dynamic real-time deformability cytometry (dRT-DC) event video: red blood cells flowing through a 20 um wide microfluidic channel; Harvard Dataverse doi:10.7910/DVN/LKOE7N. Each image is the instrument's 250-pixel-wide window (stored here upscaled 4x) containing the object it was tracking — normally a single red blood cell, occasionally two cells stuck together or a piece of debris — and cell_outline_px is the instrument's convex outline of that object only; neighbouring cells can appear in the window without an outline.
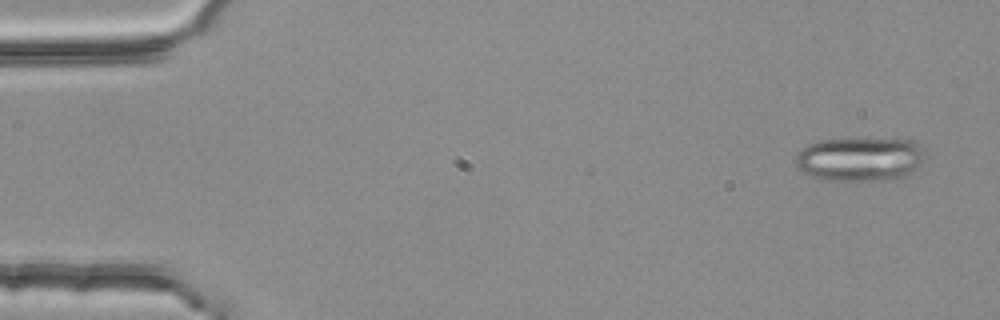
{"species": "common noctule bat (a hibernating species)", "species_latin": "Nyctalus noctula", "temperature_condition": "room temperature", "stored_images_in_passage": 4, "camera_frame_rate_fps": 3000, "um_per_image_px": 0.085, "animal": {"sex": "female", "body_mass_g": 25.1}, "frame": {"image": 1, "passage_image": 1, "time_ms": 0.0, "image_size_px": [1000, 320], "cell_outline_px": [[924, 152], [920, 164], [904, 180], [828, 180], [812, 176], [796, 168], [796, 156], [800, 148], [808, 144], [820, 140], [912, 140], [920, 144], [924, 148]], "centroid_in_image_um": [73.11, 13.55], "position_along_channel_um": 11.9, "area_um2": 33.12}}